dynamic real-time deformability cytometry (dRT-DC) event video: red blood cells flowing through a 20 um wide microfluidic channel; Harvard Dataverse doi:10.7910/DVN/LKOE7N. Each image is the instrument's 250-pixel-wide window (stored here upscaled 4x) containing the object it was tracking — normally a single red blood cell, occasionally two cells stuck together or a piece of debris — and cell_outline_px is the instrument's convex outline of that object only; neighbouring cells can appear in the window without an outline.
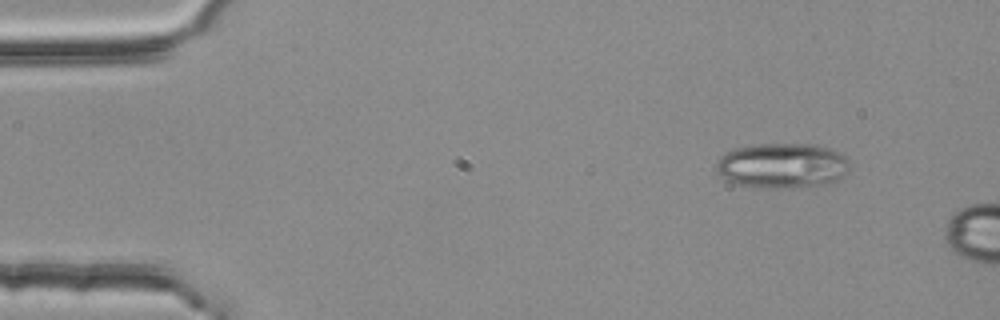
{"species": "common noctule bat (a hibernating species)", "species_latin": "Nyctalus noctula", "temperature_condition": "room temperature", "stored_images_in_passage": 3, "camera_frame_rate_fps": 3000, "um_per_image_px": 0.085, "animal": {"sex": "female", "body_mass_g": 25.1}, "frame": {"image": 1, "passage_image": 1, "time_ms": 0.0, "image_size_px": [1000, 320], "cell_outline_px": [[852, 164], [848, 172], [844, 176], [828, 184], [784, 188], [776, 188], [736, 184], [720, 176], [716, 168], [716, 164], [728, 152], [736, 148], [760, 144], [812, 144], [836, 152], [844, 156]], "centroid_in_image_um": [66.54, 14.09], "position_along_channel_um": 18.5, "area_um2": 34.62}}